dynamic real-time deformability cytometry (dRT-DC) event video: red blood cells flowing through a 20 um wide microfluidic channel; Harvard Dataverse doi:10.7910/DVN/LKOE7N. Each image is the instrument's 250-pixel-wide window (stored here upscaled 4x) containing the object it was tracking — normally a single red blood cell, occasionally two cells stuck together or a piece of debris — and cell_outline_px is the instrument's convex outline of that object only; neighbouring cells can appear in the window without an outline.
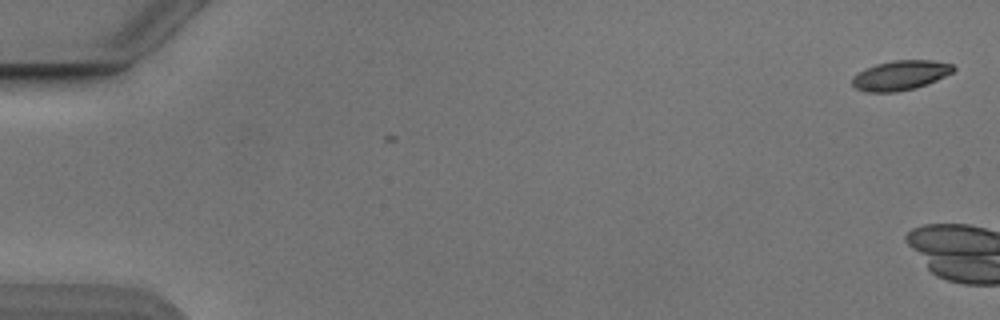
{"species": "Egyptian fruit bat (a non-hibernating species)", "species_latin": "Rousettus aegyptiacus", "temperature_condition": "cold", "stored_images_in_passage": 2, "camera_frame_rate_fps": 3000, "um_per_image_px": 0.085, "animal": {"sex": "male"}, "frame": {"image": 1, "passage_image": 2, "time_ms": 0.333, "image_size_px": [1000, 320], "cell_outline_px": [[956, 68], [952, 72], [936, 80], [916, 88], [896, 92], [864, 92], [856, 88], [852, 84], [852, 76], [864, 68], [876, 64], [892, 60], [932, 60], [952, 64]], "centroid_in_image_um": [76.5, 6.4], "position_along_channel_um": 8.5, "area_um2": 17.57}}